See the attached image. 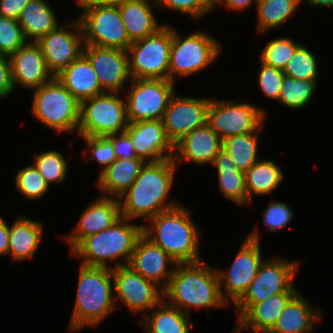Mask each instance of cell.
Segmentation results:
<instances>
[{
    "label": "cell",
    "instance_id": "cell-1",
    "mask_svg": "<svg viewBox=\"0 0 333 333\" xmlns=\"http://www.w3.org/2000/svg\"><path fill=\"white\" fill-rule=\"evenodd\" d=\"M176 169L173 158L147 162L134 183L118 198L121 216L130 220L139 217L148 220L179 205L174 198H168Z\"/></svg>",
    "mask_w": 333,
    "mask_h": 333
},
{
    "label": "cell",
    "instance_id": "cell-2",
    "mask_svg": "<svg viewBox=\"0 0 333 333\" xmlns=\"http://www.w3.org/2000/svg\"><path fill=\"white\" fill-rule=\"evenodd\" d=\"M163 299L189 316L192 308L227 306L220 293L217 268L206 265L203 260L177 264L163 290Z\"/></svg>",
    "mask_w": 333,
    "mask_h": 333
},
{
    "label": "cell",
    "instance_id": "cell-3",
    "mask_svg": "<svg viewBox=\"0 0 333 333\" xmlns=\"http://www.w3.org/2000/svg\"><path fill=\"white\" fill-rule=\"evenodd\" d=\"M190 213V209L179 204L149 218V226L143 225V234L177 264L203 260L199 256L201 234Z\"/></svg>",
    "mask_w": 333,
    "mask_h": 333
},
{
    "label": "cell",
    "instance_id": "cell-4",
    "mask_svg": "<svg viewBox=\"0 0 333 333\" xmlns=\"http://www.w3.org/2000/svg\"><path fill=\"white\" fill-rule=\"evenodd\" d=\"M78 286L68 331L96 328L117 309L113 269L79 264Z\"/></svg>",
    "mask_w": 333,
    "mask_h": 333
},
{
    "label": "cell",
    "instance_id": "cell-5",
    "mask_svg": "<svg viewBox=\"0 0 333 333\" xmlns=\"http://www.w3.org/2000/svg\"><path fill=\"white\" fill-rule=\"evenodd\" d=\"M130 219L120 218L113 226L84 238L72 251L89 267L117 268L129 265L135 245L143 234V224L136 225ZM120 258L123 262H119ZM108 261H116L111 267Z\"/></svg>",
    "mask_w": 333,
    "mask_h": 333
},
{
    "label": "cell",
    "instance_id": "cell-6",
    "mask_svg": "<svg viewBox=\"0 0 333 333\" xmlns=\"http://www.w3.org/2000/svg\"><path fill=\"white\" fill-rule=\"evenodd\" d=\"M31 113L44 126L62 133L76 132L80 122V102L56 77L32 89Z\"/></svg>",
    "mask_w": 333,
    "mask_h": 333
},
{
    "label": "cell",
    "instance_id": "cell-7",
    "mask_svg": "<svg viewBox=\"0 0 333 333\" xmlns=\"http://www.w3.org/2000/svg\"><path fill=\"white\" fill-rule=\"evenodd\" d=\"M222 43L205 31H196L186 38L172 28L169 56V80L187 77L214 63L221 54Z\"/></svg>",
    "mask_w": 333,
    "mask_h": 333
},
{
    "label": "cell",
    "instance_id": "cell-8",
    "mask_svg": "<svg viewBox=\"0 0 333 333\" xmlns=\"http://www.w3.org/2000/svg\"><path fill=\"white\" fill-rule=\"evenodd\" d=\"M172 27L164 24L156 33L130 44L127 52L131 79L169 80Z\"/></svg>",
    "mask_w": 333,
    "mask_h": 333
},
{
    "label": "cell",
    "instance_id": "cell-9",
    "mask_svg": "<svg viewBox=\"0 0 333 333\" xmlns=\"http://www.w3.org/2000/svg\"><path fill=\"white\" fill-rule=\"evenodd\" d=\"M121 93L105 92L80 103L78 136H106L125 132L129 125Z\"/></svg>",
    "mask_w": 333,
    "mask_h": 333
},
{
    "label": "cell",
    "instance_id": "cell-10",
    "mask_svg": "<svg viewBox=\"0 0 333 333\" xmlns=\"http://www.w3.org/2000/svg\"><path fill=\"white\" fill-rule=\"evenodd\" d=\"M300 261H285L274 257L264 261L247 292L234 305L238 319L254 304L281 292H298L293 279Z\"/></svg>",
    "mask_w": 333,
    "mask_h": 333
},
{
    "label": "cell",
    "instance_id": "cell-11",
    "mask_svg": "<svg viewBox=\"0 0 333 333\" xmlns=\"http://www.w3.org/2000/svg\"><path fill=\"white\" fill-rule=\"evenodd\" d=\"M258 236L256 228L246 236L227 272L217 268L220 293L227 305L229 301L235 305L243 297L264 262Z\"/></svg>",
    "mask_w": 333,
    "mask_h": 333
},
{
    "label": "cell",
    "instance_id": "cell-12",
    "mask_svg": "<svg viewBox=\"0 0 333 333\" xmlns=\"http://www.w3.org/2000/svg\"><path fill=\"white\" fill-rule=\"evenodd\" d=\"M210 98L207 124L223 140L229 136L255 132L266 120L260 106L248 102Z\"/></svg>",
    "mask_w": 333,
    "mask_h": 333
},
{
    "label": "cell",
    "instance_id": "cell-13",
    "mask_svg": "<svg viewBox=\"0 0 333 333\" xmlns=\"http://www.w3.org/2000/svg\"><path fill=\"white\" fill-rule=\"evenodd\" d=\"M78 17L84 44L106 48L128 49L132 43L127 35L117 6H79Z\"/></svg>",
    "mask_w": 333,
    "mask_h": 333
},
{
    "label": "cell",
    "instance_id": "cell-14",
    "mask_svg": "<svg viewBox=\"0 0 333 333\" xmlns=\"http://www.w3.org/2000/svg\"><path fill=\"white\" fill-rule=\"evenodd\" d=\"M126 94L129 123L162 120L171 97L176 93L173 81L165 79H131Z\"/></svg>",
    "mask_w": 333,
    "mask_h": 333
},
{
    "label": "cell",
    "instance_id": "cell-15",
    "mask_svg": "<svg viewBox=\"0 0 333 333\" xmlns=\"http://www.w3.org/2000/svg\"><path fill=\"white\" fill-rule=\"evenodd\" d=\"M71 22L59 25L36 42L53 77L83 53L84 38L81 23L78 18Z\"/></svg>",
    "mask_w": 333,
    "mask_h": 333
},
{
    "label": "cell",
    "instance_id": "cell-16",
    "mask_svg": "<svg viewBox=\"0 0 333 333\" xmlns=\"http://www.w3.org/2000/svg\"><path fill=\"white\" fill-rule=\"evenodd\" d=\"M113 279L114 300L121 301L132 313L144 312L145 316L163 300V290L129 265L114 268Z\"/></svg>",
    "mask_w": 333,
    "mask_h": 333
},
{
    "label": "cell",
    "instance_id": "cell-17",
    "mask_svg": "<svg viewBox=\"0 0 333 333\" xmlns=\"http://www.w3.org/2000/svg\"><path fill=\"white\" fill-rule=\"evenodd\" d=\"M208 98L181 97L174 94L163 116L165 133L173 146L186 134L207 123Z\"/></svg>",
    "mask_w": 333,
    "mask_h": 333
},
{
    "label": "cell",
    "instance_id": "cell-18",
    "mask_svg": "<svg viewBox=\"0 0 333 333\" xmlns=\"http://www.w3.org/2000/svg\"><path fill=\"white\" fill-rule=\"evenodd\" d=\"M83 54L90 61L104 92L125 90V83L131 81L126 50L84 44Z\"/></svg>",
    "mask_w": 333,
    "mask_h": 333
},
{
    "label": "cell",
    "instance_id": "cell-19",
    "mask_svg": "<svg viewBox=\"0 0 333 333\" xmlns=\"http://www.w3.org/2000/svg\"><path fill=\"white\" fill-rule=\"evenodd\" d=\"M125 132L130 136L137 157L146 162L173 158L174 146L166 136L162 120L129 123Z\"/></svg>",
    "mask_w": 333,
    "mask_h": 333
},
{
    "label": "cell",
    "instance_id": "cell-20",
    "mask_svg": "<svg viewBox=\"0 0 333 333\" xmlns=\"http://www.w3.org/2000/svg\"><path fill=\"white\" fill-rule=\"evenodd\" d=\"M176 265L177 263L161 247L144 234L137 240L129 263L137 273L162 290L168 285Z\"/></svg>",
    "mask_w": 333,
    "mask_h": 333
},
{
    "label": "cell",
    "instance_id": "cell-21",
    "mask_svg": "<svg viewBox=\"0 0 333 333\" xmlns=\"http://www.w3.org/2000/svg\"><path fill=\"white\" fill-rule=\"evenodd\" d=\"M121 216L117 198L98 196L85 208L72 234L64 236L72 251L84 238L113 226Z\"/></svg>",
    "mask_w": 333,
    "mask_h": 333
},
{
    "label": "cell",
    "instance_id": "cell-22",
    "mask_svg": "<svg viewBox=\"0 0 333 333\" xmlns=\"http://www.w3.org/2000/svg\"><path fill=\"white\" fill-rule=\"evenodd\" d=\"M14 88L24 86L35 89L50 81L53 75L48 71L40 46L27 42L9 56Z\"/></svg>",
    "mask_w": 333,
    "mask_h": 333
},
{
    "label": "cell",
    "instance_id": "cell-23",
    "mask_svg": "<svg viewBox=\"0 0 333 333\" xmlns=\"http://www.w3.org/2000/svg\"><path fill=\"white\" fill-rule=\"evenodd\" d=\"M222 139L206 123L186 134L174 145L173 161L178 166L185 161L197 165L211 164L222 148Z\"/></svg>",
    "mask_w": 333,
    "mask_h": 333
},
{
    "label": "cell",
    "instance_id": "cell-24",
    "mask_svg": "<svg viewBox=\"0 0 333 333\" xmlns=\"http://www.w3.org/2000/svg\"><path fill=\"white\" fill-rule=\"evenodd\" d=\"M298 292H281L252 305L238 320L234 333L249 329L256 333L272 330L288 302Z\"/></svg>",
    "mask_w": 333,
    "mask_h": 333
},
{
    "label": "cell",
    "instance_id": "cell-25",
    "mask_svg": "<svg viewBox=\"0 0 333 333\" xmlns=\"http://www.w3.org/2000/svg\"><path fill=\"white\" fill-rule=\"evenodd\" d=\"M156 0H127L118 6L121 19L131 42L156 33L164 24H159L153 10Z\"/></svg>",
    "mask_w": 333,
    "mask_h": 333
},
{
    "label": "cell",
    "instance_id": "cell-26",
    "mask_svg": "<svg viewBox=\"0 0 333 333\" xmlns=\"http://www.w3.org/2000/svg\"><path fill=\"white\" fill-rule=\"evenodd\" d=\"M57 80L81 103L105 93L88 58L82 53L57 76Z\"/></svg>",
    "mask_w": 333,
    "mask_h": 333
},
{
    "label": "cell",
    "instance_id": "cell-27",
    "mask_svg": "<svg viewBox=\"0 0 333 333\" xmlns=\"http://www.w3.org/2000/svg\"><path fill=\"white\" fill-rule=\"evenodd\" d=\"M321 308L313 306L299 292L288 302L271 330L277 333H312L322 320Z\"/></svg>",
    "mask_w": 333,
    "mask_h": 333
},
{
    "label": "cell",
    "instance_id": "cell-28",
    "mask_svg": "<svg viewBox=\"0 0 333 333\" xmlns=\"http://www.w3.org/2000/svg\"><path fill=\"white\" fill-rule=\"evenodd\" d=\"M146 163L142 158L116 159L97 178L102 196L118 199L134 183Z\"/></svg>",
    "mask_w": 333,
    "mask_h": 333
},
{
    "label": "cell",
    "instance_id": "cell-29",
    "mask_svg": "<svg viewBox=\"0 0 333 333\" xmlns=\"http://www.w3.org/2000/svg\"><path fill=\"white\" fill-rule=\"evenodd\" d=\"M43 226L41 222L18 217L9 226V252L14 261L30 259L38 250L41 244Z\"/></svg>",
    "mask_w": 333,
    "mask_h": 333
},
{
    "label": "cell",
    "instance_id": "cell-30",
    "mask_svg": "<svg viewBox=\"0 0 333 333\" xmlns=\"http://www.w3.org/2000/svg\"><path fill=\"white\" fill-rule=\"evenodd\" d=\"M212 165L217 169L219 191L225 199L233 201L239 206H248L245 173L236 166L225 149L219 150Z\"/></svg>",
    "mask_w": 333,
    "mask_h": 333
},
{
    "label": "cell",
    "instance_id": "cell-31",
    "mask_svg": "<svg viewBox=\"0 0 333 333\" xmlns=\"http://www.w3.org/2000/svg\"><path fill=\"white\" fill-rule=\"evenodd\" d=\"M18 22L28 42H37L59 26L56 14L48 0H31L22 10Z\"/></svg>",
    "mask_w": 333,
    "mask_h": 333
},
{
    "label": "cell",
    "instance_id": "cell-32",
    "mask_svg": "<svg viewBox=\"0 0 333 333\" xmlns=\"http://www.w3.org/2000/svg\"><path fill=\"white\" fill-rule=\"evenodd\" d=\"M142 318L140 325L147 333H190L192 328L191 317L164 299Z\"/></svg>",
    "mask_w": 333,
    "mask_h": 333
},
{
    "label": "cell",
    "instance_id": "cell-33",
    "mask_svg": "<svg viewBox=\"0 0 333 333\" xmlns=\"http://www.w3.org/2000/svg\"><path fill=\"white\" fill-rule=\"evenodd\" d=\"M283 180L284 174L275 162L260 159L245 172V186L249 205L252 206L254 195L261 196L272 193Z\"/></svg>",
    "mask_w": 333,
    "mask_h": 333
},
{
    "label": "cell",
    "instance_id": "cell-34",
    "mask_svg": "<svg viewBox=\"0 0 333 333\" xmlns=\"http://www.w3.org/2000/svg\"><path fill=\"white\" fill-rule=\"evenodd\" d=\"M263 127L264 123L255 132L229 136L222 141V148L244 173L260 160L257 157L258 132H261Z\"/></svg>",
    "mask_w": 333,
    "mask_h": 333
},
{
    "label": "cell",
    "instance_id": "cell-35",
    "mask_svg": "<svg viewBox=\"0 0 333 333\" xmlns=\"http://www.w3.org/2000/svg\"><path fill=\"white\" fill-rule=\"evenodd\" d=\"M301 0H257V32L278 28L296 12Z\"/></svg>",
    "mask_w": 333,
    "mask_h": 333
},
{
    "label": "cell",
    "instance_id": "cell-36",
    "mask_svg": "<svg viewBox=\"0 0 333 333\" xmlns=\"http://www.w3.org/2000/svg\"><path fill=\"white\" fill-rule=\"evenodd\" d=\"M317 82V80H301L284 75L277 102L290 109H302L308 106L313 98Z\"/></svg>",
    "mask_w": 333,
    "mask_h": 333
},
{
    "label": "cell",
    "instance_id": "cell-37",
    "mask_svg": "<svg viewBox=\"0 0 333 333\" xmlns=\"http://www.w3.org/2000/svg\"><path fill=\"white\" fill-rule=\"evenodd\" d=\"M64 157L57 150H49L40 154L34 153L33 165L49 185L61 183L66 179L68 173V163Z\"/></svg>",
    "mask_w": 333,
    "mask_h": 333
},
{
    "label": "cell",
    "instance_id": "cell-38",
    "mask_svg": "<svg viewBox=\"0 0 333 333\" xmlns=\"http://www.w3.org/2000/svg\"><path fill=\"white\" fill-rule=\"evenodd\" d=\"M318 67L317 56L302 44L288 61L283 72L285 76L295 79L317 80Z\"/></svg>",
    "mask_w": 333,
    "mask_h": 333
},
{
    "label": "cell",
    "instance_id": "cell-39",
    "mask_svg": "<svg viewBox=\"0 0 333 333\" xmlns=\"http://www.w3.org/2000/svg\"><path fill=\"white\" fill-rule=\"evenodd\" d=\"M301 45L299 42L284 36L270 40L261 51L260 61L274 68L284 70L288 61Z\"/></svg>",
    "mask_w": 333,
    "mask_h": 333
},
{
    "label": "cell",
    "instance_id": "cell-40",
    "mask_svg": "<svg viewBox=\"0 0 333 333\" xmlns=\"http://www.w3.org/2000/svg\"><path fill=\"white\" fill-rule=\"evenodd\" d=\"M15 185L24 199H40L49 189V184L34 165H28L16 172Z\"/></svg>",
    "mask_w": 333,
    "mask_h": 333
},
{
    "label": "cell",
    "instance_id": "cell-41",
    "mask_svg": "<svg viewBox=\"0 0 333 333\" xmlns=\"http://www.w3.org/2000/svg\"><path fill=\"white\" fill-rule=\"evenodd\" d=\"M27 42L18 20L0 16L1 55L10 56Z\"/></svg>",
    "mask_w": 333,
    "mask_h": 333
},
{
    "label": "cell",
    "instance_id": "cell-42",
    "mask_svg": "<svg viewBox=\"0 0 333 333\" xmlns=\"http://www.w3.org/2000/svg\"><path fill=\"white\" fill-rule=\"evenodd\" d=\"M86 143V151L90 152L89 155L93 158L103 172L109 165H111L117 158L114 152V147L105 136H80Z\"/></svg>",
    "mask_w": 333,
    "mask_h": 333
},
{
    "label": "cell",
    "instance_id": "cell-43",
    "mask_svg": "<svg viewBox=\"0 0 333 333\" xmlns=\"http://www.w3.org/2000/svg\"><path fill=\"white\" fill-rule=\"evenodd\" d=\"M290 208L284 201H269L263 212V223L270 232L274 233L290 223L294 214Z\"/></svg>",
    "mask_w": 333,
    "mask_h": 333
},
{
    "label": "cell",
    "instance_id": "cell-44",
    "mask_svg": "<svg viewBox=\"0 0 333 333\" xmlns=\"http://www.w3.org/2000/svg\"><path fill=\"white\" fill-rule=\"evenodd\" d=\"M258 73V82L261 91L269 99L277 100L282 86L284 72L281 69L274 68L260 61Z\"/></svg>",
    "mask_w": 333,
    "mask_h": 333
},
{
    "label": "cell",
    "instance_id": "cell-45",
    "mask_svg": "<svg viewBox=\"0 0 333 333\" xmlns=\"http://www.w3.org/2000/svg\"><path fill=\"white\" fill-rule=\"evenodd\" d=\"M158 9L167 8L176 13H184L193 19L199 20L211 11L206 7L203 0H156Z\"/></svg>",
    "mask_w": 333,
    "mask_h": 333
},
{
    "label": "cell",
    "instance_id": "cell-46",
    "mask_svg": "<svg viewBox=\"0 0 333 333\" xmlns=\"http://www.w3.org/2000/svg\"><path fill=\"white\" fill-rule=\"evenodd\" d=\"M114 147V152L117 159H134L137 157L132 140L126 132L116 133L105 136Z\"/></svg>",
    "mask_w": 333,
    "mask_h": 333
},
{
    "label": "cell",
    "instance_id": "cell-47",
    "mask_svg": "<svg viewBox=\"0 0 333 333\" xmlns=\"http://www.w3.org/2000/svg\"><path fill=\"white\" fill-rule=\"evenodd\" d=\"M9 56L0 54V100L14 91Z\"/></svg>",
    "mask_w": 333,
    "mask_h": 333
},
{
    "label": "cell",
    "instance_id": "cell-48",
    "mask_svg": "<svg viewBox=\"0 0 333 333\" xmlns=\"http://www.w3.org/2000/svg\"><path fill=\"white\" fill-rule=\"evenodd\" d=\"M31 0H0V16L18 20L22 10Z\"/></svg>",
    "mask_w": 333,
    "mask_h": 333
},
{
    "label": "cell",
    "instance_id": "cell-49",
    "mask_svg": "<svg viewBox=\"0 0 333 333\" xmlns=\"http://www.w3.org/2000/svg\"><path fill=\"white\" fill-rule=\"evenodd\" d=\"M9 252V226L7 221L0 217V256L8 255Z\"/></svg>",
    "mask_w": 333,
    "mask_h": 333
},
{
    "label": "cell",
    "instance_id": "cell-50",
    "mask_svg": "<svg viewBox=\"0 0 333 333\" xmlns=\"http://www.w3.org/2000/svg\"><path fill=\"white\" fill-rule=\"evenodd\" d=\"M257 3V0H224L223 4L227 10L232 11H245L251 5Z\"/></svg>",
    "mask_w": 333,
    "mask_h": 333
},
{
    "label": "cell",
    "instance_id": "cell-51",
    "mask_svg": "<svg viewBox=\"0 0 333 333\" xmlns=\"http://www.w3.org/2000/svg\"><path fill=\"white\" fill-rule=\"evenodd\" d=\"M127 0H74L77 6H120Z\"/></svg>",
    "mask_w": 333,
    "mask_h": 333
},
{
    "label": "cell",
    "instance_id": "cell-52",
    "mask_svg": "<svg viewBox=\"0 0 333 333\" xmlns=\"http://www.w3.org/2000/svg\"><path fill=\"white\" fill-rule=\"evenodd\" d=\"M306 1L308 5L317 7L333 8V0H301Z\"/></svg>",
    "mask_w": 333,
    "mask_h": 333
},
{
    "label": "cell",
    "instance_id": "cell-53",
    "mask_svg": "<svg viewBox=\"0 0 333 333\" xmlns=\"http://www.w3.org/2000/svg\"><path fill=\"white\" fill-rule=\"evenodd\" d=\"M206 7L210 10V11H214L217 7H219L220 5H223L224 0H203Z\"/></svg>",
    "mask_w": 333,
    "mask_h": 333
},
{
    "label": "cell",
    "instance_id": "cell-54",
    "mask_svg": "<svg viewBox=\"0 0 333 333\" xmlns=\"http://www.w3.org/2000/svg\"><path fill=\"white\" fill-rule=\"evenodd\" d=\"M264 333H277V332H273V331L269 330V331H266Z\"/></svg>",
    "mask_w": 333,
    "mask_h": 333
}]
</instances>
